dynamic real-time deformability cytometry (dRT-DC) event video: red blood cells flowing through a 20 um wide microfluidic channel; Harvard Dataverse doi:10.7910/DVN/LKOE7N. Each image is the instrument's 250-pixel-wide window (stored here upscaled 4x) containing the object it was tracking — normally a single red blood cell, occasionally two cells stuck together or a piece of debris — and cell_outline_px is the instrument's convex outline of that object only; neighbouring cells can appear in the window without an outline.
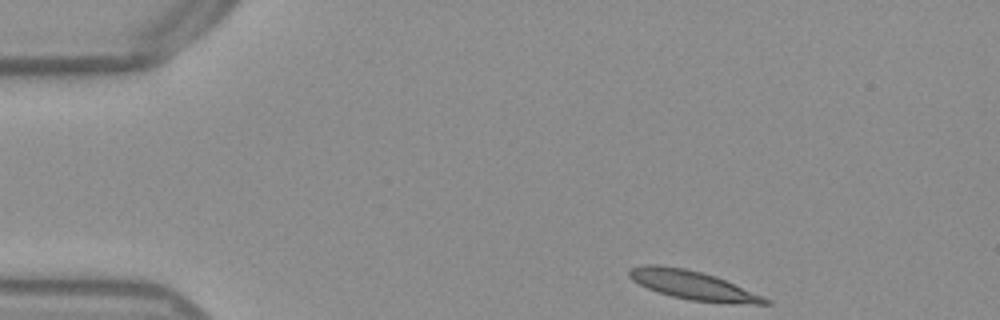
{"species": "Egyptian fruit bat (a non-hibernating species)", "species_latin": "Rousettus aegyptiacus", "temperature_condition": "warm", "stored_images_in_passage": 46, "camera_frame_rate_fps": 3000, "um_per_image_px": 0.085, "frame": {"image": 1, "passage_image": 1, "time_ms": 0.0, "image_size_px": [1000, 320], "cell_outline_px": [[772, 304], [732, 304], [688, 300], [656, 292], [632, 280], [628, 276], [628, 272], [632, 268], [644, 264], [656, 264], [684, 268], [716, 276], [764, 296], [772, 300]], "centroid_in_image_um": [58.94, 24.26], "position_along_channel_um": 26.1, "area_um2": 23.06}}
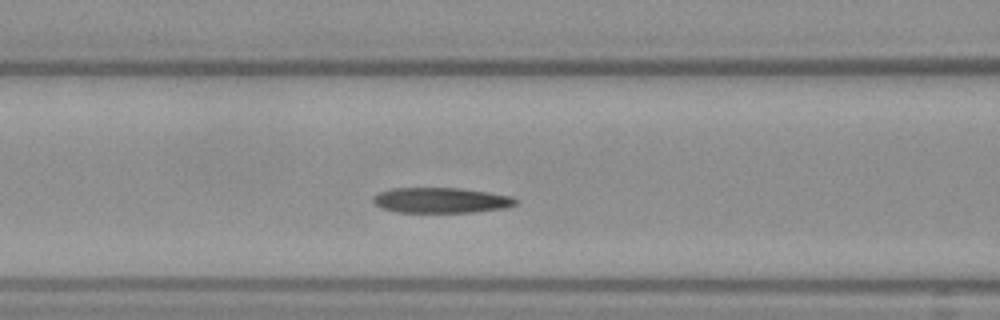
{"frame": {"image": 2, "passage_image": 15, "time_ms": 4.667, "image_size_px": [1000, 320], "cell_outline_px": [[520, 200], [516, 204], [504, 208], [476, 212], [396, 212], [380, 208], [372, 200], [372, 196], [380, 192], [392, 188], [460, 188], [488, 192], [512, 196]], "centroid_in_image_um": [37.49, 17.02], "position_along_channel_um": 129.1, "area_um2": 21.21}}
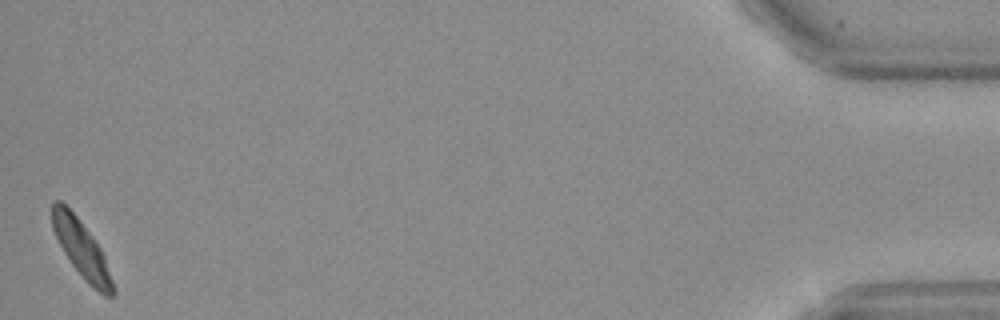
{"frame": {"image": 3, "passage_image": 46, "time_ms": 15.0, "image_size_px": [1000, 320], "cell_outline_px": [[116, 292], [112, 296], [104, 296], [88, 284], [84, 280], [72, 264], [64, 252], [52, 228], [52, 200], [60, 200], [76, 216], [92, 236], [100, 248], [104, 256], [116, 288]], "centroid_in_image_um": [6.95, 21.21], "position_along_channel_um": 428.2, "area_um2": 20.0}, "authors_computed_cell_mechanics": {"area_um2": 21.1259, "velocity_mm_per_s": 3.7843, "shape_relaxation_time_tau1_ms": 9.0353, "shape_relaxation_time_tau2_ms": 2.4688, "deformation_change_tau1": 0.281, "deformation_change_tau2": 0.0767}}